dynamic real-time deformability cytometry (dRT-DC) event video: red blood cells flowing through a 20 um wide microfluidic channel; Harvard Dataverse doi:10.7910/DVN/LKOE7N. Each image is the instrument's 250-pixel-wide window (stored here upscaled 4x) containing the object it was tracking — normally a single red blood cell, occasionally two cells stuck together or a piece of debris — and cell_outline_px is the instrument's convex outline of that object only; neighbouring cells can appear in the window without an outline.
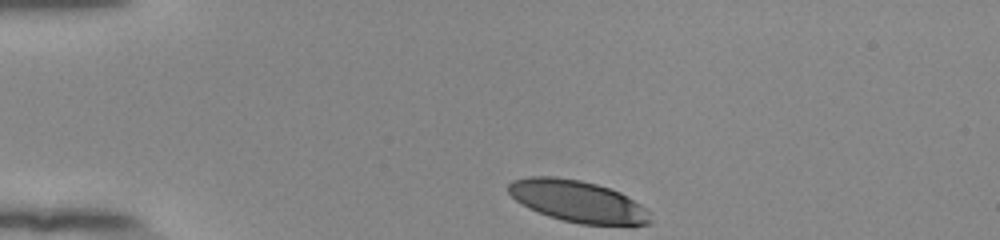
{"species": "human", "species_latin": "Homo sapiens", "temperature_condition": "room temperature", "stored_images_in_passage": 6, "camera_frame_rate_fps": 3000, "um_per_image_px": 0.085, "donor": {"sex": "female"}, "frame": {"image": 1, "passage_image": 1, "time_ms": 0.0, "image_size_px": [1000, 240], "cell_outline_px": [[652, 220], [648, 224], [580, 224], [548, 216], [528, 208], [516, 200], [508, 192], [508, 184], [512, 180], [528, 176], [552, 176], [580, 180], [596, 184], [620, 192], [640, 204], [648, 212]], "centroid_in_image_um": [49.06, 17.09], "position_along_channel_um": 35.9, "area_um2": 34.1}}